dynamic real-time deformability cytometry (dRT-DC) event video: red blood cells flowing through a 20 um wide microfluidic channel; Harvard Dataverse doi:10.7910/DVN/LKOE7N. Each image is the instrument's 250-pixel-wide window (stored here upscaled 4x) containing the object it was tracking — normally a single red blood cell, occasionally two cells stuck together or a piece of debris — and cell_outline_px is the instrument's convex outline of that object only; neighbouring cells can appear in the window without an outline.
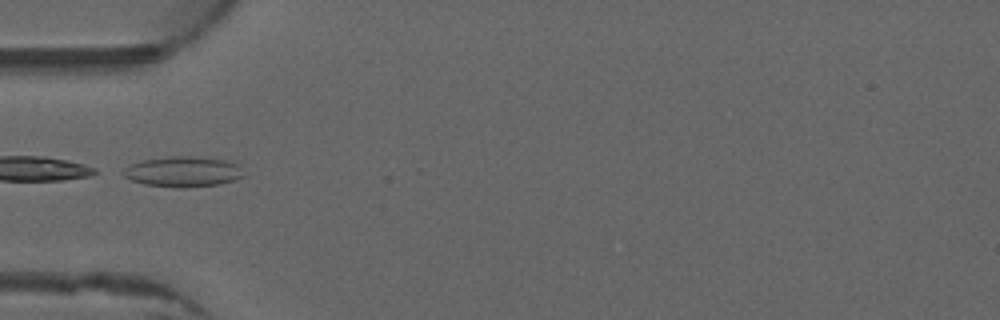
{"species": "common noctule bat (a hibernating species)", "species_latin": "Nyctalus noctula", "temperature_condition": "warm", "stored_images_in_passage": 24, "camera_frame_rate_fps": 3000, "um_per_image_px": 0.085, "animal": {"sex": "male", "forearm_length_mm": 52.5}, "frame": {"image": 1, "passage_image": 1, "time_ms": 0.0, "image_size_px": [1000, 320], "cell_outline_px": [[248, 176], [220, 184], [180, 188], [176, 188], [144, 184], [132, 180], [116, 172], [140, 160], [168, 156], [196, 156], [224, 160], [236, 164]], "centroid_in_image_um": [15.52, 14.59], "position_along_channel_um": 69.5, "area_um2": 21.68}}
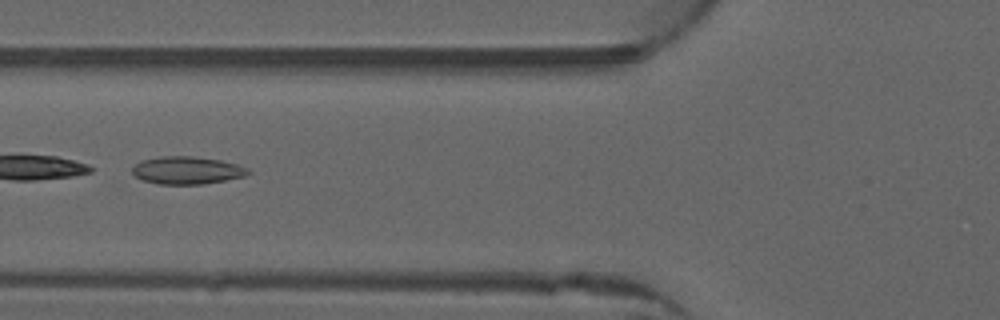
{"frame": {"image": 2, "passage_image": 4, "time_ms": 1.0, "image_size_px": [1000, 320], "cell_outline_px": [[252, 172], [244, 176], [204, 184], [160, 184], [144, 180], [136, 176], [132, 172], [132, 168], [140, 160], [160, 156], [192, 156], [220, 160], [236, 164], [248, 168]], "centroid_in_image_um": [15.89, 14.47], "position_along_channel_um": 109.9, "area_um2": 18.55}}